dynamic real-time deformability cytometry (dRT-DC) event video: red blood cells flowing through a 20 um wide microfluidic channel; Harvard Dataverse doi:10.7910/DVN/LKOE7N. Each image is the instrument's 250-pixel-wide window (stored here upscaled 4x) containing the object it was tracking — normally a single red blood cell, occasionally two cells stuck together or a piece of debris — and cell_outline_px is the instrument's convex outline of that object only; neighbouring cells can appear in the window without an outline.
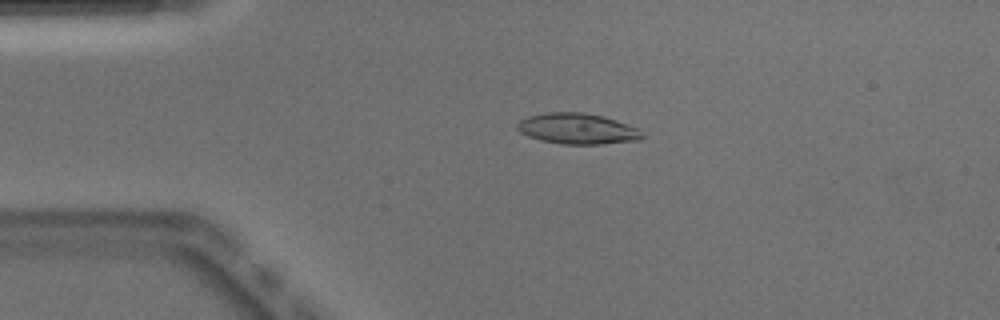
{"species": "Egyptian fruit bat (a non-hibernating species)", "species_latin": "Rousettus aegyptiacus", "temperature_condition": "warm", "stored_images_in_passage": 51, "camera_frame_rate_fps": 3000, "um_per_image_px": 0.085, "animal": {"sex": "male"}, "frame": {"image": 1, "passage_image": 11, "time_ms": 3.333, "image_size_px": [1000, 320], "cell_outline_px": [[644, 136], [640, 140], [604, 144], [564, 144], [540, 140], [528, 136], [520, 132], [516, 128], [516, 124], [520, 120], [528, 116], [548, 112], [584, 112], [604, 116], [640, 128], [644, 132]], "centroid_in_image_um": [49.12, 10.94], "position_along_channel_um": 35.9, "area_um2": 22.72}}
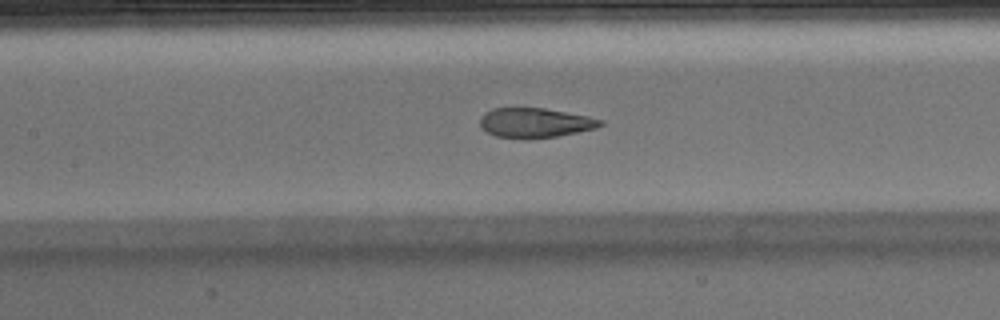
{"frame": {"image": 2, "passage_image": 23, "time_ms": 7.333, "image_size_px": [1000, 320], "cell_outline_px": [[604, 124], [596, 128], [556, 136], [528, 140], [524, 140], [496, 136], [488, 132], [480, 124], [480, 116], [484, 112], [492, 108], [544, 108], [604, 120]], "centroid_in_image_um": [45.44, 10.45], "position_along_channel_um": 162.0, "area_um2": 20.81}}
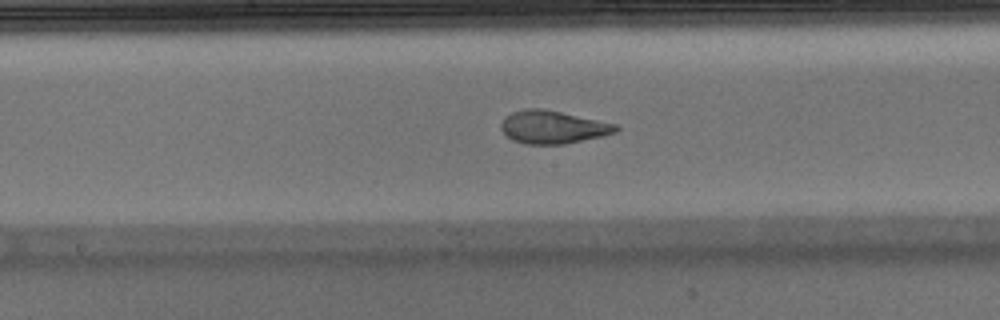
{"frame": {"image": 3, "passage_image": 26, "time_ms": 8.333, "image_size_px": [1000, 320], "cell_outline_px": [[620, 128], [616, 132], [600, 136], [564, 144], [524, 144], [512, 140], [500, 128], [500, 124], [512, 112], [524, 108], [544, 108], [616, 124]], "centroid_in_image_um": [46.97, 10.8], "position_along_channel_um": 201.2, "area_um2": 21.85}, "authors_computed_cell_mechanics": {"area_um2": 22.1374, "velocity_mm_per_s": 3.9227, "shape_relaxation_time_tau1_ms": 6.7575, "shape_relaxation_time_tau2_ms": 0.8377, "deformation_change_tau1": 0.2469, "deformation_change_tau2": 0.0653}}